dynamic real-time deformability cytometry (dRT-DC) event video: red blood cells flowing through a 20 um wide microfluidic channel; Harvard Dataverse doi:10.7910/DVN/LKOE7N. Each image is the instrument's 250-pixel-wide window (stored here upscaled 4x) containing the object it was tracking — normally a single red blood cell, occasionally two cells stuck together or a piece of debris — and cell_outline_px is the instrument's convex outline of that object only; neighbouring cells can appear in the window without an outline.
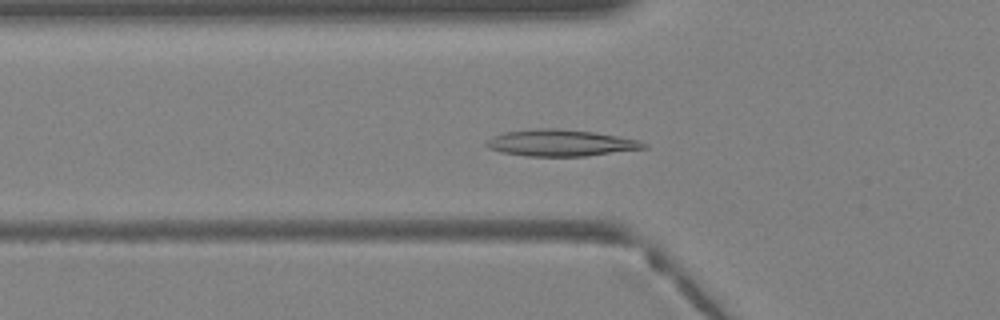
{"species": "Egyptian fruit bat (a non-hibernating species)", "species_latin": "Rousettus aegyptiacus", "temperature_condition": "warm", "stored_images_in_passage": 40, "camera_frame_rate_fps": 3000, "um_per_image_px": 0.085, "animal": {"sex": "female"}, "frame": {"image": 1, "passage_image": 14, "time_ms": 4.333, "image_size_px": [1000, 320], "cell_outline_px": [[648, 148], [584, 156], [528, 156], [500, 152], [488, 148], [484, 144], [488, 140], [504, 132], [536, 128], [556, 128], [592, 132], [640, 140], [648, 144]], "centroid_in_image_um": [47.67, 12.15], "position_along_channel_um": 78.1, "area_um2": 24.22}}
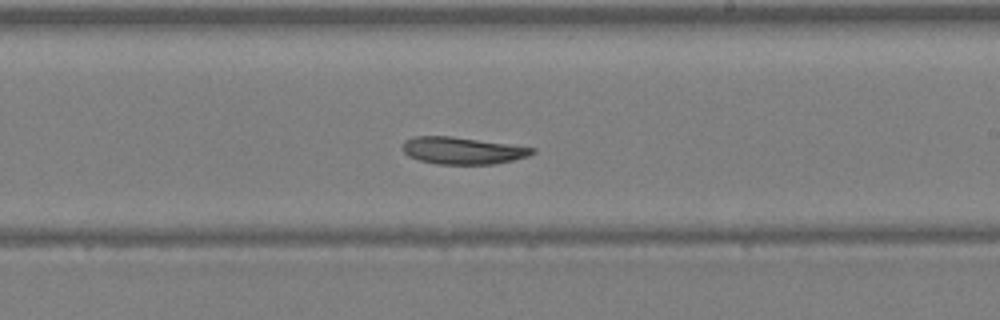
{"frame": {"image": 2, "passage_image": 24, "time_ms": 7.667, "image_size_px": [1000, 320], "cell_outline_px": [[536, 152], [528, 156], [496, 164], [436, 164], [420, 160], [408, 156], [400, 148], [400, 144], [404, 140], [412, 136], [452, 136], [536, 148]], "centroid_in_image_um": [39.26, 12.79], "position_along_channel_um": 249.7, "area_um2": 20.63}}
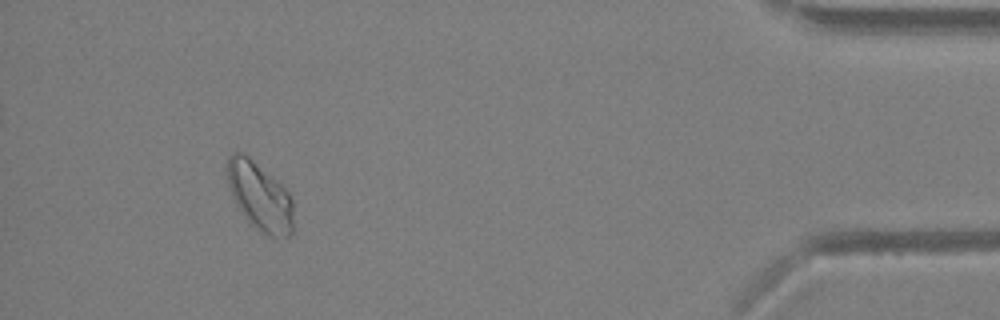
{"frame": {"image": 3, "passage_image": 37, "time_ms": 12.0, "image_size_px": [1000, 320], "cell_outline_px": [[292, 232], [288, 240], [272, 236], [256, 228], [244, 216], [232, 196], [228, 184], [228, 156], [232, 152], [244, 152], [276, 180], [288, 192], [292, 200]], "centroid_in_image_um": [22.09, 16.7], "position_along_channel_um": 413.1, "area_um2": 25.95}}